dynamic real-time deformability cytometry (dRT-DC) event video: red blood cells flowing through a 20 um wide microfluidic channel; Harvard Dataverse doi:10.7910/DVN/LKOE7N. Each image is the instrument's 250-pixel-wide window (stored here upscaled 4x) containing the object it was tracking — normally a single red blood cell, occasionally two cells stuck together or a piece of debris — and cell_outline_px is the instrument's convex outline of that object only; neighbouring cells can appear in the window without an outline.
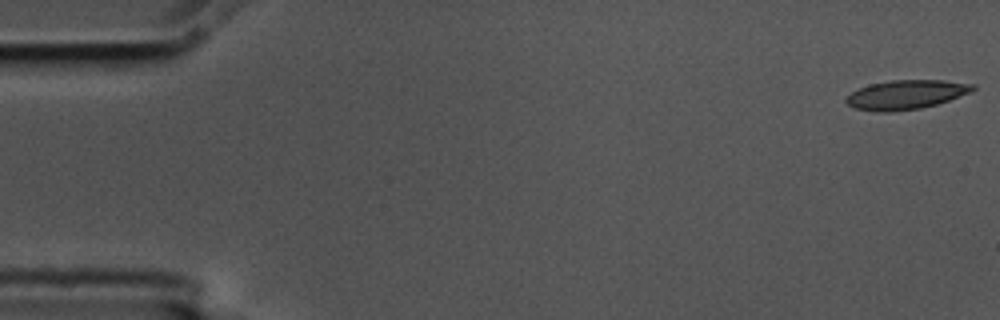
{"species": "common noctule bat (a hibernating species)", "species_latin": "Nyctalus noctula", "temperature_condition": "cold", "stored_images_in_passage": 3, "camera_frame_rate_fps": 3000, "um_per_image_px": 0.085, "animal": {"sex": "male", "body_mass_g": 17.5, "forearm_length_mm": 52.3}, "frame": {"image": 1, "passage_image": 1, "time_ms": 0.0, "image_size_px": [1000, 320], "cell_outline_px": [[976, 88], [972, 92], [936, 104], [920, 108], [892, 112], [876, 112], [852, 108], [844, 100], [852, 92], [860, 88], [872, 84], [892, 80], [944, 80], [976, 84]], "centroid_in_image_um": [77.03, 8.05], "position_along_channel_um": 8.0, "area_um2": 21.56}}